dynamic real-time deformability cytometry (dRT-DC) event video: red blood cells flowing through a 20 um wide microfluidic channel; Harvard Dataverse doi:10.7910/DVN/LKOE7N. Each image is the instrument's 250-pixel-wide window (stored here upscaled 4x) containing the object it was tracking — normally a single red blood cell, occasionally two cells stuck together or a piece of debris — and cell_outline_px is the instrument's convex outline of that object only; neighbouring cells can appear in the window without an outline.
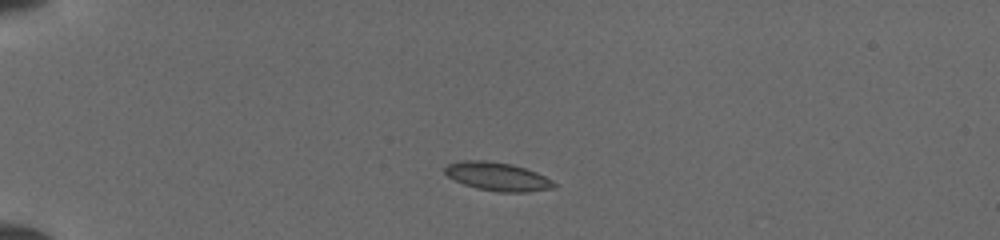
{"species": "common noctule bat (a hibernating species)", "species_latin": "Nyctalus noctula", "temperature_condition": "cold", "stored_images_in_passage": 17, "camera_frame_rate_fps": 3000, "um_per_image_px": 0.085, "animal": {"sex": "female", "body_mass_g": 19.5, "forearm_length_mm": 54.1}, "frame": {"image": 1, "passage_image": 1, "time_ms": 0.0, "image_size_px": [1000, 240], "cell_outline_px": [[556, 184], [552, 188], [528, 192], [500, 192], [476, 188], [464, 184], [448, 176], [444, 172], [444, 168], [448, 164], [460, 160], [484, 160], [512, 164], [536, 172], [552, 180]], "centroid_in_image_um": [42.27, 15.0], "position_along_channel_um": 42.7, "area_um2": 17.98}}
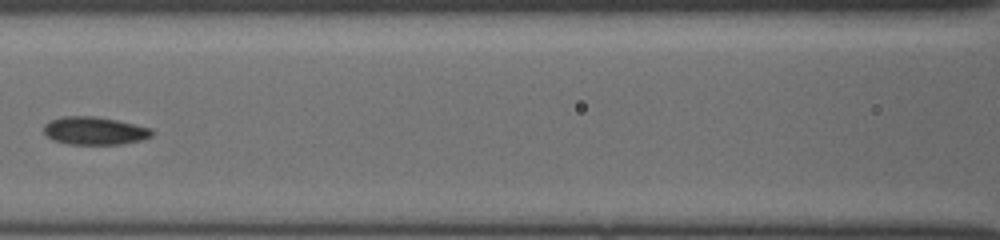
{"frame": {"image": 2, "passage_image": 12, "time_ms": 4.0, "image_size_px": [1000, 240], "cell_outline_px": [[156, 132], [152, 136], [144, 140], [124, 144], [68, 144], [52, 140], [44, 132], [44, 124], [52, 120], [64, 116], [96, 116], [116, 120], [152, 128]], "centroid_in_image_um": [8.09, 11.12], "position_along_channel_um": 158.5, "area_um2": 17.74}}
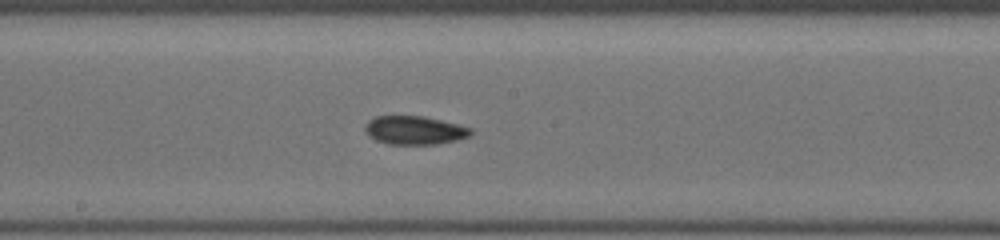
{"frame": {"image": 3, "passage_image": 16, "time_ms": 5.333, "image_size_px": [1000, 240], "cell_outline_px": [[472, 132], [468, 136], [456, 140], [436, 144], [388, 144], [376, 140], [368, 136], [364, 128], [364, 124], [368, 120], [376, 116], [424, 116], [472, 128]], "centroid_in_image_um": [35.18, 11.07], "position_along_channel_um": 213.0, "area_um2": 17.51}}